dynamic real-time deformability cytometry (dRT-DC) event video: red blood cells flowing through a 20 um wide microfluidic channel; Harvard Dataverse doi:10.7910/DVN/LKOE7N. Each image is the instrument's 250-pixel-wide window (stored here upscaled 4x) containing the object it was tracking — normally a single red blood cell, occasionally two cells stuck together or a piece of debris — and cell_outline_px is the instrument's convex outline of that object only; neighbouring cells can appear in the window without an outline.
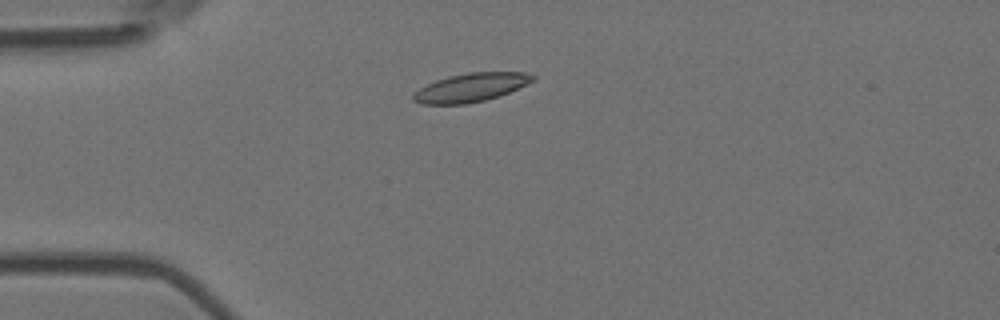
{"species": "Egyptian fruit bat (a non-hibernating species)", "species_latin": "Rousettus aegyptiacus", "temperature_condition": "room temperature", "stored_images_in_passage": 7, "camera_frame_rate_fps": 3000, "um_per_image_px": 0.085, "animal": {"sex": "female"}, "frame": {"image": 1, "passage_image": 3, "time_ms": 0.667, "image_size_px": [1000, 320], "cell_outline_px": [[536, 80], [500, 96], [484, 100], [464, 104], [420, 104], [412, 100], [412, 96], [420, 88], [436, 80], [448, 76], [468, 72], [528, 72], [536, 76]], "centroid_in_image_um": [40.06, 7.43], "position_along_channel_um": 44.9, "area_um2": 19.94}}
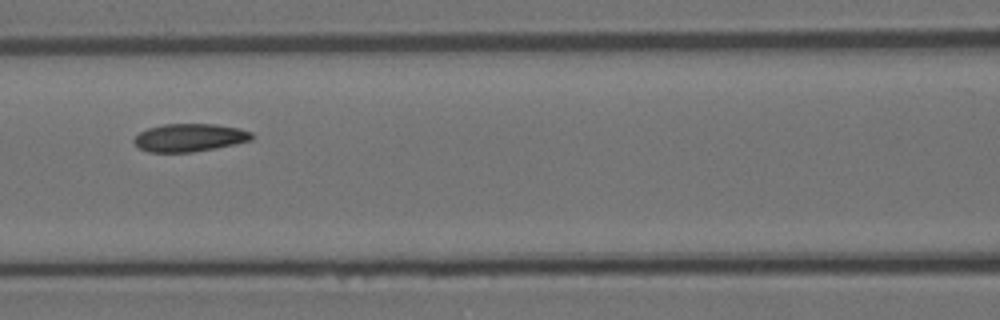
{"frame": {"image": 2, "passage_image": 6, "time_ms": 1.667, "image_size_px": [1000, 320], "cell_outline_px": [[252, 140], [216, 148], [192, 152], [148, 152], [140, 148], [132, 140], [140, 132], [148, 128], [164, 124], [216, 124], [240, 128], [252, 132]], "centroid_in_image_um": [16.12, 11.69], "position_along_channel_um": 150.5, "area_um2": 19.13}}
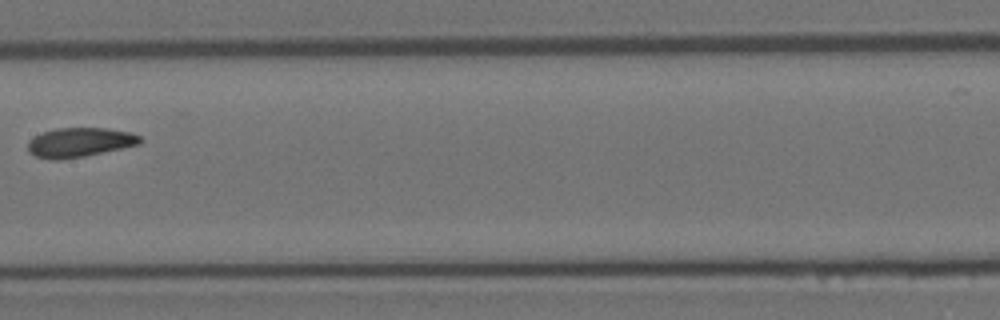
{"frame": {"image": 3, "passage_image": 7, "time_ms": 2.0, "image_size_px": [1000, 320], "cell_outline_px": [[144, 140], [140, 144], [84, 156], [60, 160], [52, 160], [36, 156], [28, 152], [28, 140], [44, 132], [56, 128], [104, 128], [128, 132], [140, 136]], "centroid_in_image_um": [6.76, 12.1], "position_along_channel_um": 200.6, "area_um2": 19.07}}